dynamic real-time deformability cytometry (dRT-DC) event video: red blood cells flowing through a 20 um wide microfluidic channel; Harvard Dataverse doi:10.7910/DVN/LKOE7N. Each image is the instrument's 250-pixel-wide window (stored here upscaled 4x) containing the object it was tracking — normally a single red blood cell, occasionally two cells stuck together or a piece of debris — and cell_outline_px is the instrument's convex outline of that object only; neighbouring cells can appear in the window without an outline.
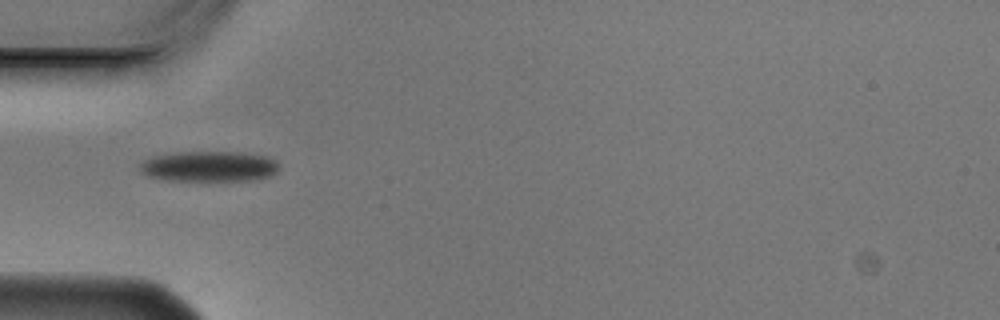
{"species": "Egyptian fruit bat (a non-hibernating species)", "species_latin": "Rousettus aegyptiacus", "temperature_condition": "cold", "stored_images_in_passage": 8, "camera_frame_rate_fps": 3000, "um_per_image_px": 0.085, "animal": {"sex": "male"}, "frame": {"image": 1, "passage_image": 3, "time_ms": 0.667, "image_size_px": [1000, 320], "cell_outline_px": [[280, 164], [276, 172], [272, 176], [256, 180], [164, 180], [148, 176], [140, 172], [140, 164], [144, 160], [156, 156], [176, 152], [244, 152], [268, 156], [276, 160]], "centroid_in_image_um": [17.83, 14.14], "position_along_channel_um": 67.2, "area_um2": 24.91}}
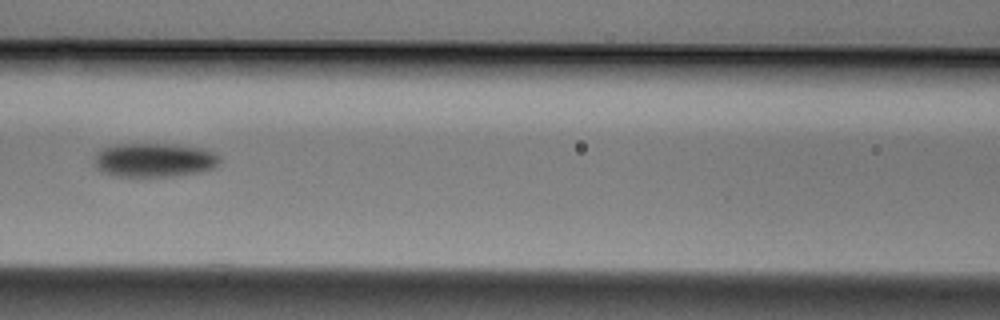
{"frame": {"image": 2, "passage_image": 5, "time_ms": 1.333, "image_size_px": [1000, 320], "cell_outline_px": [[220, 160], [212, 168], [200, 172], [168, 176], [120, 176], [96, 168], [96, 152], [100, 148], [112, 144], [176, 144], [204, 148], [220, 156]], "centroid_in_image_um": [13.12, 13.57], "position_along_channel_um": 153.5, "area_um2": 24.62}}
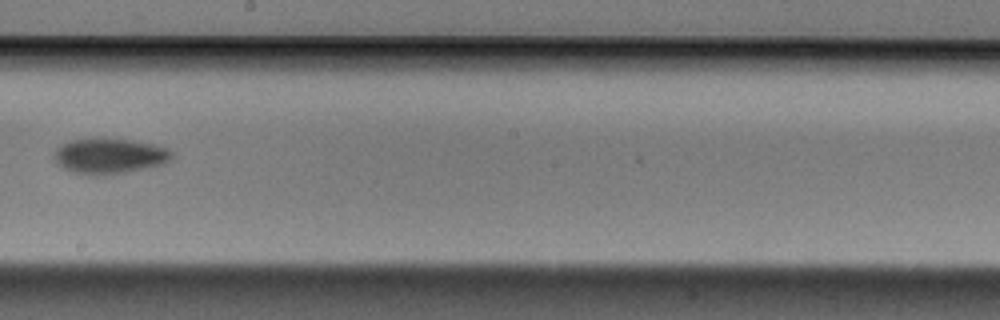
{"frame": {"image": 3, "passage_image": 7, "time_ms": 2.0, "image_size_px": [1000, 320], "cell_outline_px": [[172, 156], [164, 164], [124, 172], [72, 172], [64, 168], [56, 160], [56, 148], [72, 140], [132, 140], [152, 144], [164, 148], [172, 152]], "centroid_in_image_um": [9.36, 13.24], "position_along_channel_um": 238.8, "area_um2": 22.54}}